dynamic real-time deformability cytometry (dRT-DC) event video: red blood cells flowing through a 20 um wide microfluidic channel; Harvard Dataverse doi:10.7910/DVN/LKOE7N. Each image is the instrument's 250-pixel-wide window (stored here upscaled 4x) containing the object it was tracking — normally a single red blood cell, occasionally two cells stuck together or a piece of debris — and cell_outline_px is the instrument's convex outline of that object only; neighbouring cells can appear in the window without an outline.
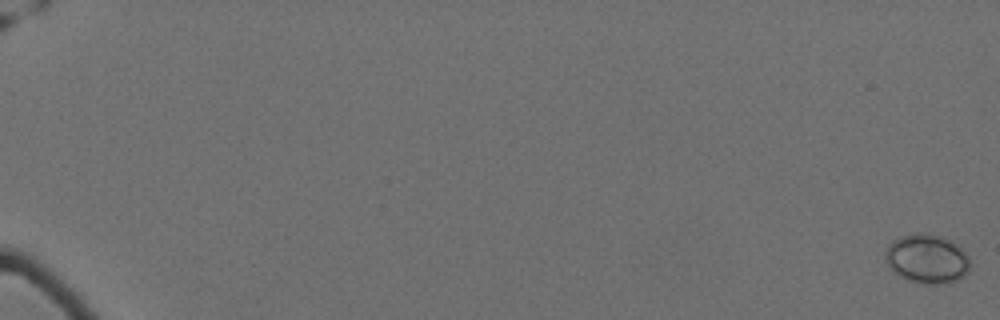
{"species": "Egyptian fruit bat (a non-hibernating species)", "species_latin": "Rousettus aegyptiacus", "temperature_condition": "cold", "stored_images_in_passage": 11, "camera_frame_rate_fps": 3000, "um_per_image_px": 0.085, "animal": {"sex": "female"}, "frame": {"image": 1, "passage_image": 1, "time_ms": 0.0, "image_size_px": [1000, 320], "cell_outline_px": [[968, 272], [964, 276], [956, 280], [940, 284], [924, 284], [908, 280], [900, 276], [888, 264], [884, 256], [884, 252], [888, 244], [892, 240], [900, 236], [916, 232], [920, 232], [940, 236], [952, 240], [968, 256]], "centroid_in_image_um": [78.76, 21.98], "position_along_channel_um": 6.2, "area_um2": 24.22}}